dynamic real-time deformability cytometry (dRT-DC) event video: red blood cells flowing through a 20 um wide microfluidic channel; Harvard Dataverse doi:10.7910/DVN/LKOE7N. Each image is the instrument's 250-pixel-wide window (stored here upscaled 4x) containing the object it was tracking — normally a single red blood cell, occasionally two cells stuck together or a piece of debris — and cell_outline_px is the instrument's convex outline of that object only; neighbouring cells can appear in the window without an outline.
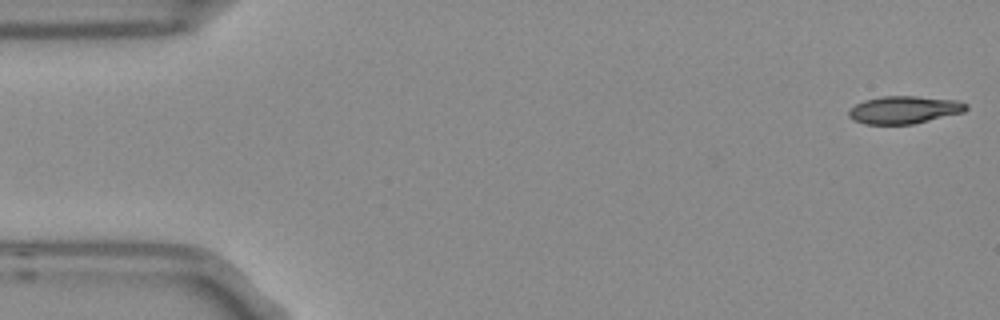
{"species": "Egyptian fruit bat (a non-hibernating species)", "species_latin": "Rousettus aegyptiacus", "temperature_condition": "room temperature", "stored_images_in_passage": 5, "segment_of_instrument_passage": [1, 2], "camera_frame_rate_fps": 3000, "um_per_image_px": 0.085, "frame": {"image": 1, "passage_image": 1, "time_ms": 0.0, "image_size_px": [1000, 320], "cell_outline_px": [[968, 108], [964, 112], [912, 124], [864, 124], [852, 120], [848, 116], [848, 112], [856, 104], [864, 100], [884, 96], [916, 96], [956, 100], [968, 104]], "centroid_in_image_um": [76.85, 9.33], "position_along_channel_um": 8.2, "area_um2": 18.84}}
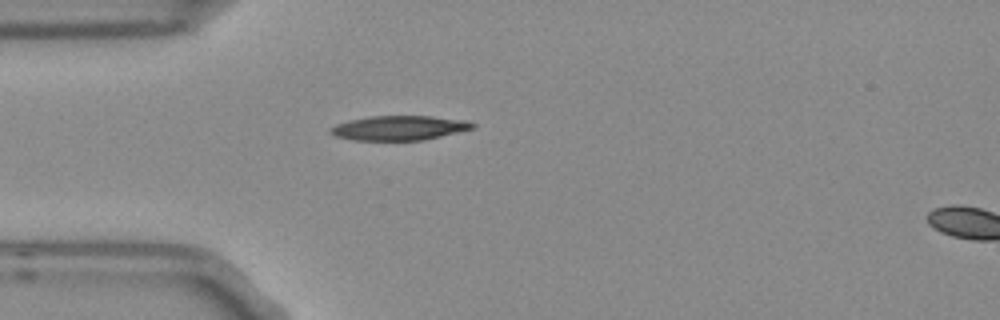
{"frame": {"image": 2, "passage_image": 4, "time_ms": 1.0, "image_size_px": [1000, 320], "cell_outline_px": [[476, 128], [424, 140], [352, 140], [336, 136], [328, 132], [328, 128], [336, 124], [352, 120], [372, 116], [432, 116], [468, 120], [476, 124]], "centroid_in_image_um": [33.97, 10.87], "position_along_channel_um": 51.0, "area_um2": 20.4}}